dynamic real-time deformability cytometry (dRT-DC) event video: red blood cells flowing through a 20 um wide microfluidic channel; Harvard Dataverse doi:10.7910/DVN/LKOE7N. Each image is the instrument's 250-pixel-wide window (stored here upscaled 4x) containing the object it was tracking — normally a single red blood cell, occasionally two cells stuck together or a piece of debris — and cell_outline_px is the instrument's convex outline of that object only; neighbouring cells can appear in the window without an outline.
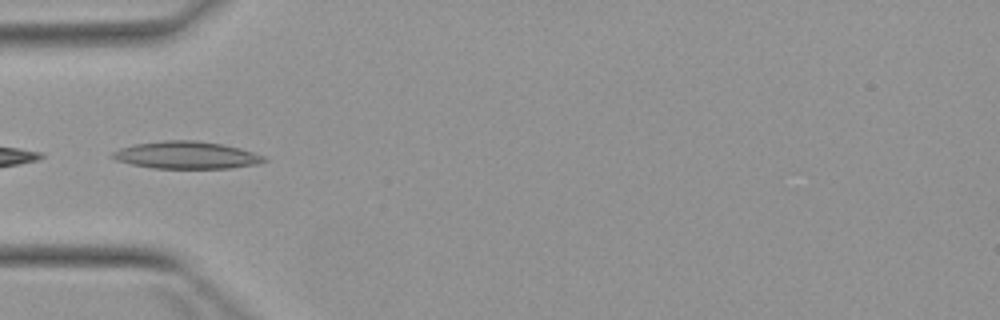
{"species": "Egyptian fruit bat (a non-hibernating species)", "species_latin": "Rousettus aegyptiacus", "temperature_condition": "warm", "stored_images_in_passage": 4, "camera_frame_rate_fps": 3000, "um_per_image_px": 0.085, "animal": {"sex": "female"}, "frame": {"image": 1, "passage_image": 3, "time_ms": 2.667, "image_size_px": [1000, 320], "cell_outline_px": [[268, 160], [260, 164], [232, 168], [152, 168], [132, 164], [116, 160], [112, 156], [112, 152], [120, 148], [136, 144], [164, 140], [196, 140], [220, 144], [240, 148], [264, 156]], "centroid_in_image_um": [15.88, 13.19], "position_along_channel_um": 69.1, "area_um2": 24.04}}
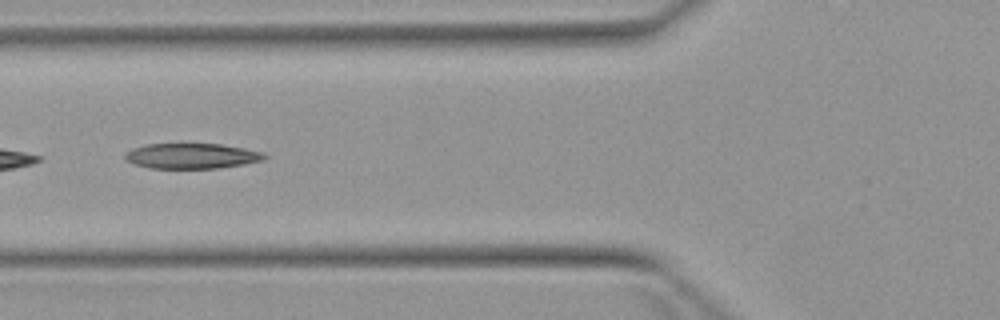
{"frame": {"image": 2, "passage_image": 4, "time_ms": 3.667, "image_size_px": [1000, 320], "cell_outline_px": [[268, 156], [260, 160], [244, 164], [220, 168], [148, 168], [124, 160], [124, 152], [132, 148], [148, 144], [220, 144], [244, 148], [264, 152]], "centroid_in_image_um": [16.26, 13.25], "position_along_channel_um": 109.5, "area_um2": 20.58}}